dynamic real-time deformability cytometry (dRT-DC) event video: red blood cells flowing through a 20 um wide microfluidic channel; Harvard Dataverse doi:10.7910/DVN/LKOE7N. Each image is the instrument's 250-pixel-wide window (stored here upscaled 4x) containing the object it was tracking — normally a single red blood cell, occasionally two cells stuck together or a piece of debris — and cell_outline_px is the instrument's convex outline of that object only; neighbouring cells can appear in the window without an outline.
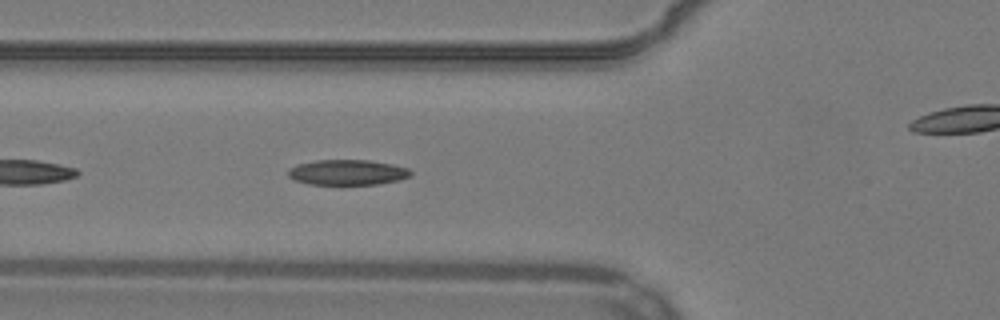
{"species": "common noctule bat (a hibernating species)", "species_latin": "Nyctalus noctula", "temperature_condition": "warm", "stored_images_in_passage": 37, "camera_frame_rate_fps": 3000, "um_per_image_px": 0.085, "animal": {"sex": "male", "body_mass_g": 19.2, "forearm_length_mm": 51.8}, "frame": {"image": 1, "passage_image": 6, "time_ms": 1.667, "image_size_px": [1000, 320], "cell_outline_px": [[412, 176], [380, 184], [340, 188], [308, 184], [296, 180], [288, 176], [288, 168], [296, 164], [316, 160], [368, 160], [392, 164], [408, 168], [412, 172]], "centroid_in_image_um": [29.5, 14.7], "position_along_channel_um": 96.3, "area_um2": 19.13}}
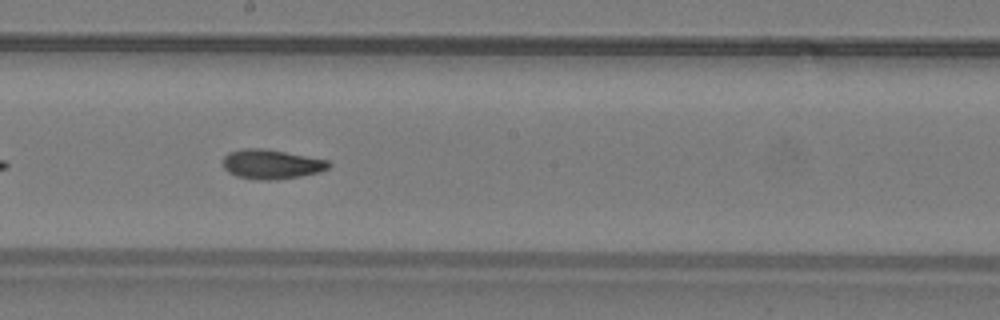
{"frame": {"image": 2, "passage_image": 16, "time_ms": 5.0, "image_size_px": [1000, 320], "cell_outline_px": [[332, 164], [328, 168], [320, 172], [300, 176], [276, 180], [256, 180], [236, 176], [228, 172], [224, 168], [224, 156], [228, 152], [244, 148], [260, 148], [284, 152], [328, 160]], "centroid_in_image_um": [23.06, 13.97], "position_along_channel_um": 225.1, "area_um2": 18.15}}
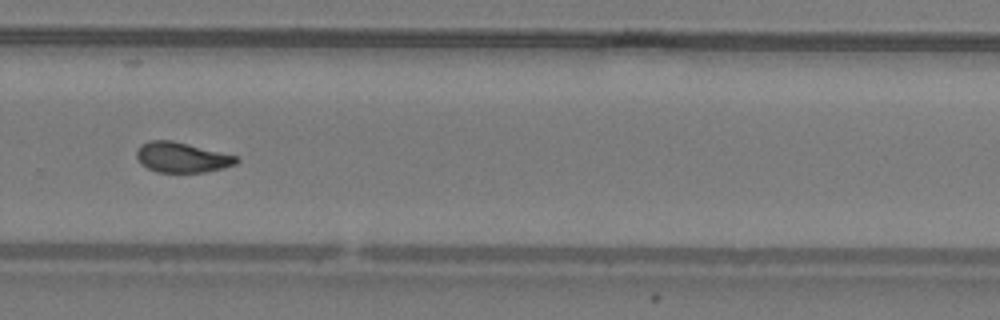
{"frame": {"image": 3, "passage_image": 23, "time_ms": 7.333, "image_size_px": [1000, 320], "cell_outline_px": [[240, 160], [236, 164], [204, 172], [156, 172], [140, 164], [136, 156], [136, 152], [140, 144], [148, 140], [172, 140], [236, 156]], "centroid_in_image_um": [15.4, 13.37], "position_along_channel_um": 314.4, "area_um2": 17.46}, "authors_computed_cell_mechanics": {"area_um2": 17.8024, "velocity_mm_per_s": 3.8463, "shape_relaxation_time_tau1_ms": null, "shape_relaxation_time_tau2_ms": 2.8795, "deformation_change_tau1": null, "deformation_change_tau2": 0.0881}}